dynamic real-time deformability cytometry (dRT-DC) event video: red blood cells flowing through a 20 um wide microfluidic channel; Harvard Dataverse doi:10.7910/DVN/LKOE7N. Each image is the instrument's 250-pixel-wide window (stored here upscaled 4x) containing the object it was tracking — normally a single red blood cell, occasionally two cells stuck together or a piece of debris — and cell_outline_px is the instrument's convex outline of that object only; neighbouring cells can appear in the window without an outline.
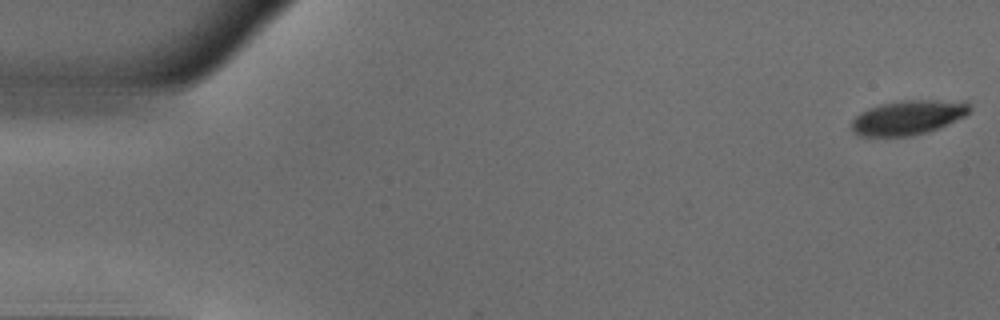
{"species": "common noctule bat (a hibernating species)", "species_latin": "Nyctalus noctula", "temperature_condition": "warm", "stored_images_in_passage": 16, "camera_frame_rate_fps": 3000, "um_per_image_px": 0.085, "animal": {"sex": "male", "body_mass_g": 18.8}, "frame": {"image": 1, "passage_image": 1, "time_ms": 0.0, "image_size_px": [1000, 320], "cell_outline_px": [[972, 108], [964, 116], [940, 128], [928, 132], [912, 136], [860, 136], [852, 128], [852, 120], [860, 112], [868, 108], [880, 104], [900, 100], [964, 100], [972, 104]], "centroid_in_image_um": [77.24, 9.97], "position_along_channel_um": 7.8, "area_um2": 23.99}}
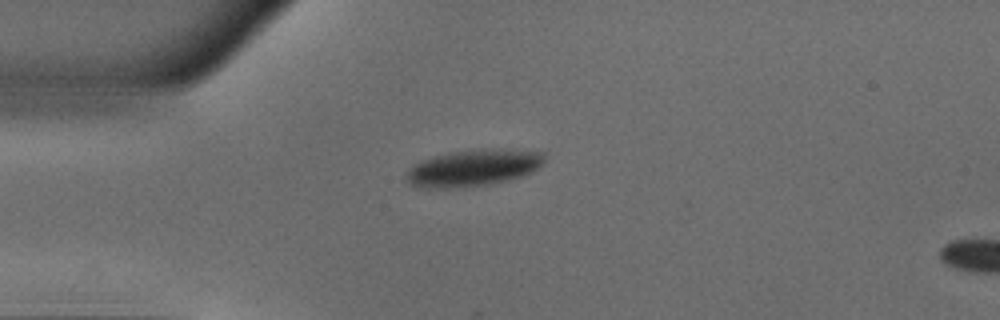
{"frame": {"image": 2, "passage_image": 13, "time_ms": 4.0, "image_size_px": [1000, 320], "cell_outline_px": [[544, 160], [532, 172], [524, 176], [508, 180], [488, 184], [456, 188], [428, 188], [408, 184], [404, 176], [408, 168], [420, 160], [432, 156], [448, 152], [480, 148], [492, 148], [544, 152]], "centroid_in_image_um": [40.17, 14.26], "position_along_channel_um": 44.8, "area_um2": 29.88}}